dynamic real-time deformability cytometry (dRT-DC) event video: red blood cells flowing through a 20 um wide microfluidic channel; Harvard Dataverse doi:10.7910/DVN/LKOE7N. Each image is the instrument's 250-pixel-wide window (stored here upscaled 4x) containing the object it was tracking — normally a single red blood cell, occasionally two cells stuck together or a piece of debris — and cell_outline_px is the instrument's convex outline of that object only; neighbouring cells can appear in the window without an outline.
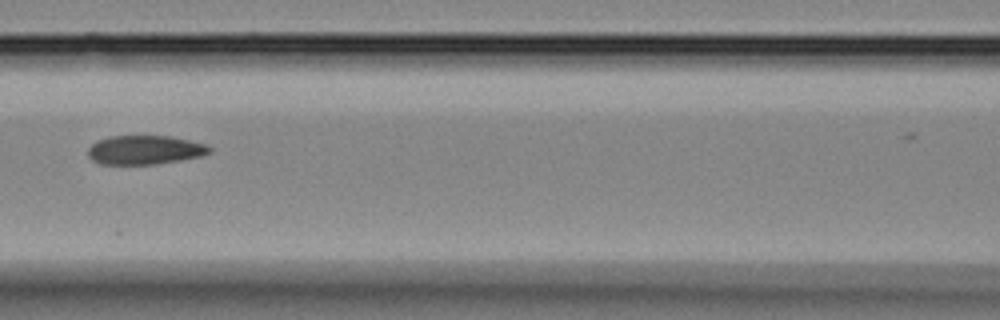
{"species": "Egyptian fruit bat (a non-hibernating species)", "species_latin": "Rousettus aegyptiacus", "temperature_condition": "room temperature", "stored_images_in_passage": 19, "camera_frame_rate_fps": 3000, "um_per_image_px": 0.085, "animal": {"sex": "female"}, "frame": {"image": 1, "passage_image": 13, "time_ms": 4.0, "image_size_px": [1000, 320], "cell_outline_px": [[212, 152], [200, 156], [180, 160], [156, 164], [100, 164], [92, 160], [88, 156], [88, 148], [96, 140], [112, 136], [172, 136], [208, 144], [212, 148]], "centroid_in_image_um": [12.33, 12.74], "position_along_channel_um": 154.3, "area_um2": 20.69}}
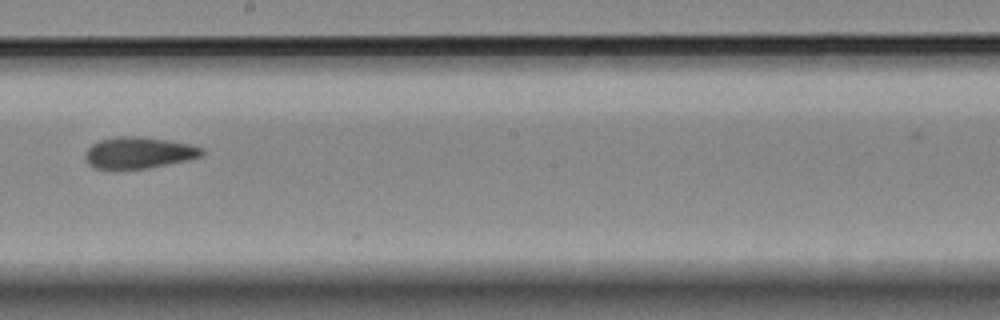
{"frame": {"image": 2, "passage_image": 18, "time_ms": 5.667, "image_size_px": [1000, 320], "cell_outline_px": [[204, 156], [188, 160], [148, 168], [96, 168], [88, 164], [84, 156], [84, 152], [92, 144], [100, 140], [120, 136], [136, 136], [164, 140], [188, 144], [204, 148]], "centroid_in_image_um": [11.8, 12.98], "position_along_channel_um": 236.4, "area_um2": 21.15}}